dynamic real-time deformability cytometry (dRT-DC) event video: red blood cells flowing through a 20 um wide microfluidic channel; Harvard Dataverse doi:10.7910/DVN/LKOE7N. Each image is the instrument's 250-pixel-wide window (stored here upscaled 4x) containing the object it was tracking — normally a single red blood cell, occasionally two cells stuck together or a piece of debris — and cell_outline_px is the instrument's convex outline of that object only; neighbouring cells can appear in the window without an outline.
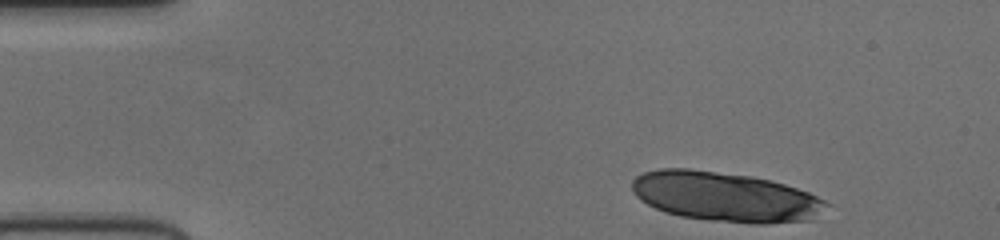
{"species": "human", "species_latin": "Homo sapiens", "temperature_condition": "cold", "stored_images_in_passage": 47, "segment_of_instrument_passage": [1, 2], "camera_frame_rate_fps": 3000, "um_per_image_px": 0.085, "donor": {"sex": "female"}, "frame": {"image": 1, "passage_image": 1, "time_ms": 0.0, "image_size_px": [1000, 240], "cell_outline_px": [[832, 204], [812, 220], [768, 224], [752, 224], [708, 220], [680, 216], [664, 212], [640, 200], [636, 196], [632, 188], [632, 180], [636, 176], [644, 172], [660, 168], [688, 168], [752, 176], [772, 180], [808, 192]], "centroid_in_image_um": [61.67, 16.73], "position_along_channel_um": 23.3, "area_um2": 56.7}}